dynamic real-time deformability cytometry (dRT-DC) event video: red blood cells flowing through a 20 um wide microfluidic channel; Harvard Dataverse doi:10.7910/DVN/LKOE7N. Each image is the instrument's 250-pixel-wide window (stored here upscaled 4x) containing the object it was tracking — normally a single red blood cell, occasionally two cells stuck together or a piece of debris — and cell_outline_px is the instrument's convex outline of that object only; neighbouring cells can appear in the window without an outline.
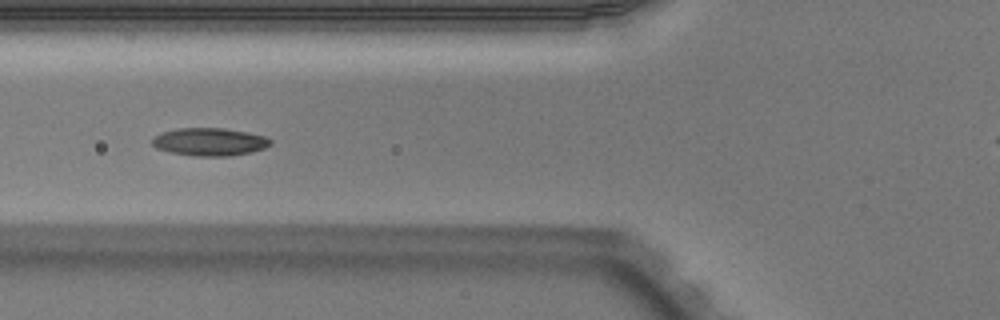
{"species": "Egyptian fruit bat (a non-hibernating species)", "species_latin": "Rousettus aegyptiacus", "temperature_condition": "warm", "stored_images_in_passage": 38, "camera_frame_rate_fps": 3000, "um_per_image_px": 0.085, "animal": {"sex": "male"}, "frame": {"image": 1, "passage_image": 6, "time_ms": 1.667, "image_size_px": [1000, 320], "cell_outline_px": [[272, 144], [264, 148], [252, 152], [228, 156], [196, 156], [168, 152], [156, 148], [152, 144], [152, 140], [160, 132], [176, 128], [224, 128], [248, 132], [264, 136], [272, 140]], "centroid_in_image_um": [17.81, 12.05], "position_along_channel_um": 108.0, "area_um2": 19.31}}
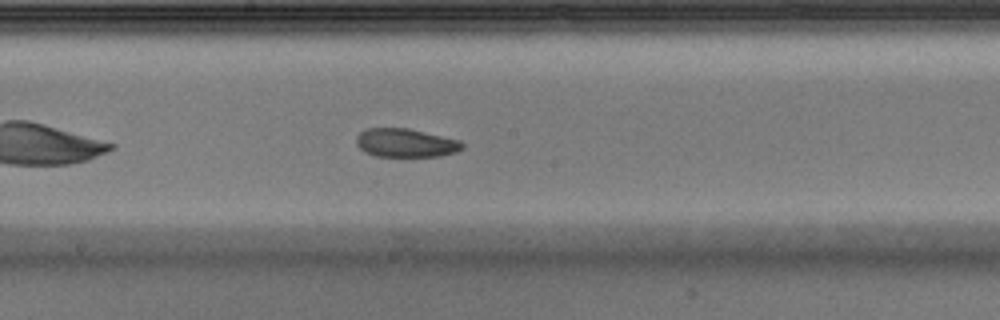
{"frame": {"image": 2, "passage_image": 14, "time_ms": 4.333, "image_size_px": [1000, 320], "cell_outline_px": [[464, 148], [456, 152], [440, 156], [376, 156], [364, 152], [356, 144], [356, 136], [364, 128], [408, 128], [460, 140], [464, 144]], "centroid_in_image_um": [34.47, 12.14], "position_along_channel_um": 213.7, "area_um2": 17.74}}
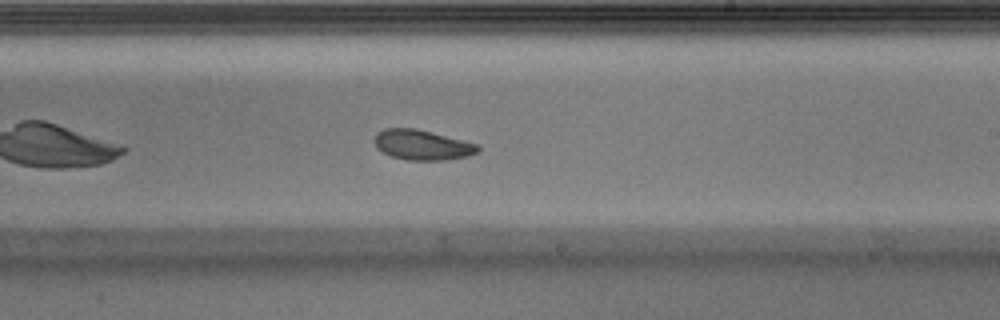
{"frame": {"image": 3, "passage_image": 17, "time_ms": 5.333, "image_size_px": [1000, 320], "cell_outline_px": [[480, 152], [468, 156], [444, 160], [408, 160], [392, 156], [376, 148], [376, 132], [384, 128], [416, 128], [480, 144]], "centroid_in_image_um": [35.94, 12.31], "position_along_channel_um": 253.1, "area_um2": 18.21}, "authors_computed_cell_mechanics": {"area_um2": 19.0162, "velocity_mm_per_s": 3.9527, "shape_relaxation_time_tau1_ms": 4.7663, "shape_relaxation_time_tau2_ms": null, "deformation_change_tau1": 0.1013, "deformation_change_tau2": null}}